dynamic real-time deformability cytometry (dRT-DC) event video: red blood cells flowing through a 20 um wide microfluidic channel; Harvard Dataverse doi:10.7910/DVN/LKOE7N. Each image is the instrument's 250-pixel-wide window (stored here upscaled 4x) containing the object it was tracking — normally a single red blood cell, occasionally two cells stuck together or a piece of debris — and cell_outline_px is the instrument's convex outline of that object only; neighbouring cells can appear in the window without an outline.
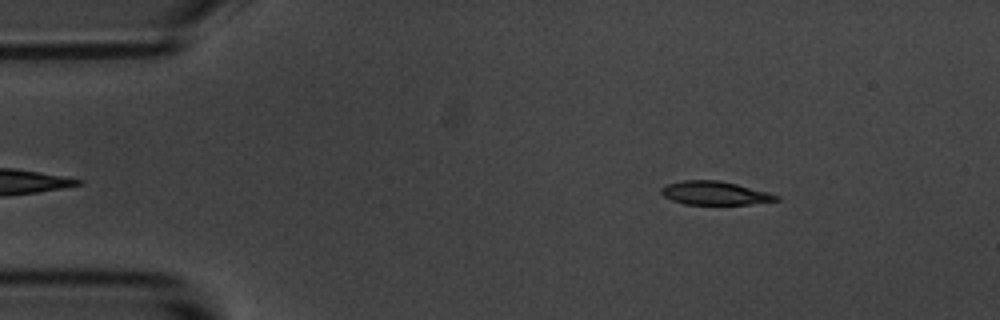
{"species": "common noctule bat (a hibernating species)", "species_latin": "Nyctalus noctula", "temperature_condition": "room temperature", "stored_images_in_passage": 4, "camera_frame_rate_fps": 3000, "um_per_image_px": 0.085, "animal": {"sex": "male", "body_mass_g": 20.1, "forearm_length_mm": 53.5}, "frame": {"image": 1, "passage_image": 1, "time_ms": 0.0, "image_size_px": [1000, 320], "cell_outline_px": [[780, 200], [748, 204], [684, 204], [672, 200], [664, 196], [660, 192], [660, 188], [668, 184], [684, 180], [716, 180], [736, 184], [768, 192], [780, 196]], "centroid_in_image_um": [60.75, 16.41], "position_along_channel_um": 24.2, "area_um2": 15.61}}
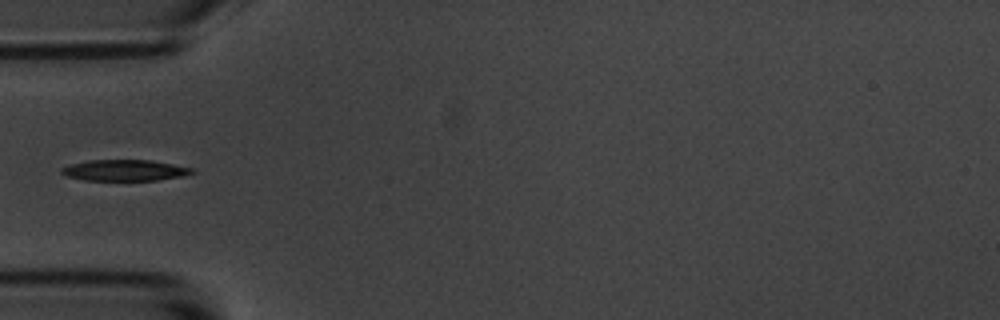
{"frame": {"image": 2, "passage_image": 4, "time_ms": 3.333, "image_size_px": [1000, 320], "cell_outline_px": [[196, 172], [184, 176], [156, 180], [84, 180], [68, 176], [60, 172], [60, 168], [72, 164], [88, 160], [152, 160], [192, 168]], "centroid_in_image_um": [10.61, 14.47], "position_along_channel_um": 74.4, "area_um2": 15.95}}